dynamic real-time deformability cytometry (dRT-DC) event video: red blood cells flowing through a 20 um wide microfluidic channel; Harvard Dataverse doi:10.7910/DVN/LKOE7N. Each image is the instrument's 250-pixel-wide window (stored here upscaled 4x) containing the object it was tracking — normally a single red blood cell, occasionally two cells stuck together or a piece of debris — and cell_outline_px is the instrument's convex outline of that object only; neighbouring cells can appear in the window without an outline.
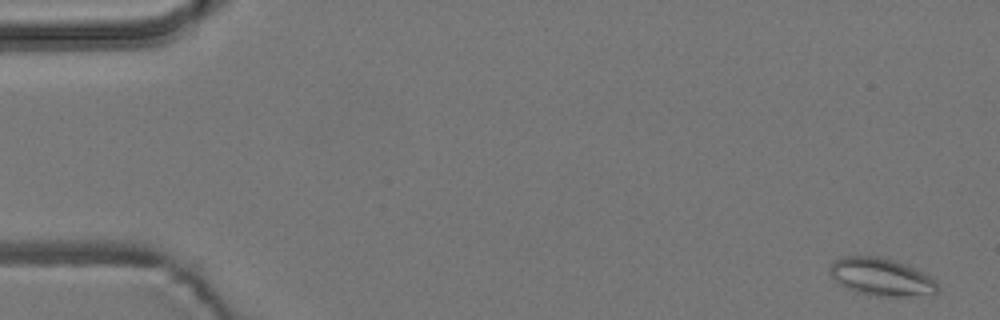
{"species": "common noctule bat (a hibernating species)", "species_latin": "Nyctalus noctula", "temperature_condition": "room temperature", "stored_images_in_passage": 5, "camera_frame_rate_fps": 3000, "um_per_image_px": 0.085, "animal": {"sex": "male", "body_mass_g": 19.2, "forearm_length_mm": 51.8}, "frame": {"image": 1, "passage_image": 1, "time_ms": 0.0, "image_size_px": [1000, 320], "cell_outline_px": [[940, 288], [932, 296], [868, 296], [844, 288], [828, 272], [828, 268], [832, 260], [848, 256], [880, 256], [892, 260], [912, 268], [936, 280]], "centroid_in_image_um": [74.88, 23.57], "position_along_channel_um": 10.1, "area_um2": 23.87}}